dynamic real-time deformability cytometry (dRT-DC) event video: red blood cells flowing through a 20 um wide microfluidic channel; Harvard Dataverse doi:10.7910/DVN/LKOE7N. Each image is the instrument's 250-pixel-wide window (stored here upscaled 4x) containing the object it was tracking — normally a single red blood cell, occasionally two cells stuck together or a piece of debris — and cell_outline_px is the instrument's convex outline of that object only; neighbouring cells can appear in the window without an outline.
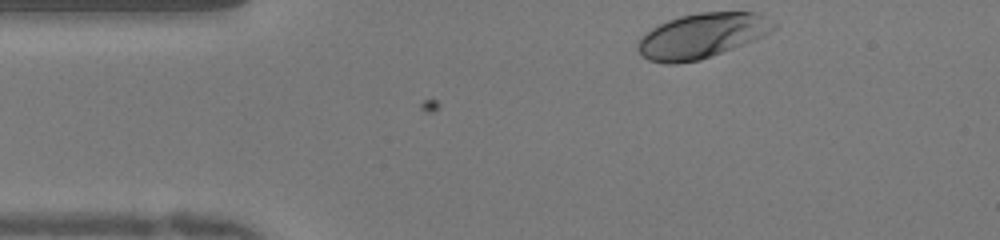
{"species": "human", "species_latin": "Homo sapiens", "temperature_condition": "warm", "stored_images_in_passage": 35, "camera_frame_rate_fps": 3000, "um_per_image_px": 0.085, "donor": {"sex": "female"}, "frame": {"image": 1, "passage_image": 1, "time_ms": 0.0, "image_size_px": [1000, 240], "cell_outline_px": [[776, 28], [752, 40], [732, 48], [700, 60], [676, 64], [668, 64], [648, 60], [636, 48], [636, 44], [652, 28], [668, 20], [680, 16], [700, 12], [756, 12], [776, 24]], "centroid_in_image_um": [59.62, 3.04], "position_along_channel_um": 25.4, "area_um2": 34.85}}
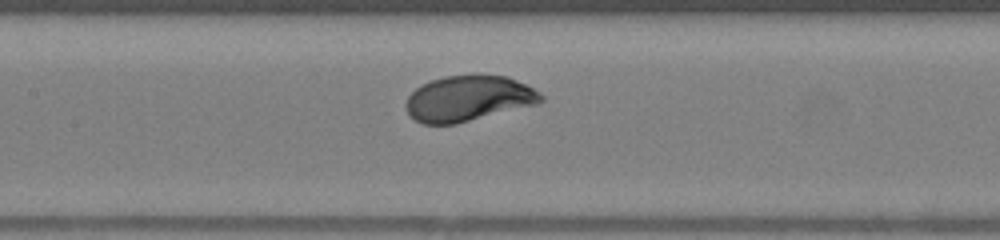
{"frame": {"image": 2, "passage_image": 16, "time_ms": 5.0, "image_size_px": [1000, 240], "cell_outline_px": [[544, 100], [536, 104], [456, 124], [424, 124], [416, 120], [408, 112], [404, 104], [408, 96], [416, 88], [432, 80], [444, 76], [508, 76], [540, 92], [544, 96]], "centroid_in_image_um": [39.81, 8.38], "position_along_channel_um": 167.6, "area_um2": 35.37}}
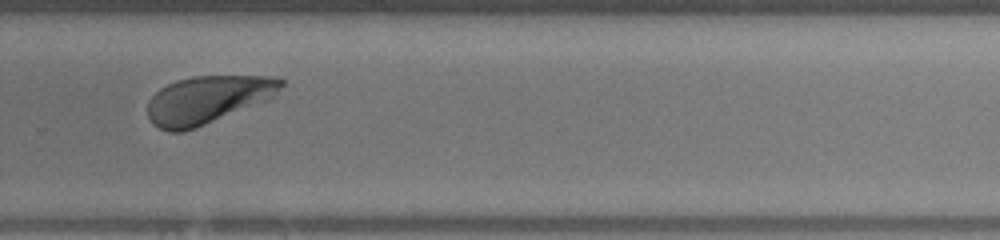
{"frame": {"image": 3, "passage_image": 27, "time_ms": 8.667, "image_size_px": [1000, 240], "cell_outline_px": [[284, 84], [272, 100], [196, 128], [184, 132], [168, 132], [152, 124], [148, 116], [148, 100], [160, 88], [176, 80], [192, 76], [280, 76], [284, 80]], "centroid_in_image_um": [17.71, 8.48], "position_along_channel_um": 312.1, "area_um2": 37.92}, "authors_computed_cell_mechanics": {"area_um2": 36.0094, "velocity_mm_per_s": 3.9519, "shape_relaxation_time_tau1_ms": 1.4008, "shape_relaxation_time_tau2_ms": null, "deformation_change_tau1": 0.1297, "deformation_change_tau2": null}}